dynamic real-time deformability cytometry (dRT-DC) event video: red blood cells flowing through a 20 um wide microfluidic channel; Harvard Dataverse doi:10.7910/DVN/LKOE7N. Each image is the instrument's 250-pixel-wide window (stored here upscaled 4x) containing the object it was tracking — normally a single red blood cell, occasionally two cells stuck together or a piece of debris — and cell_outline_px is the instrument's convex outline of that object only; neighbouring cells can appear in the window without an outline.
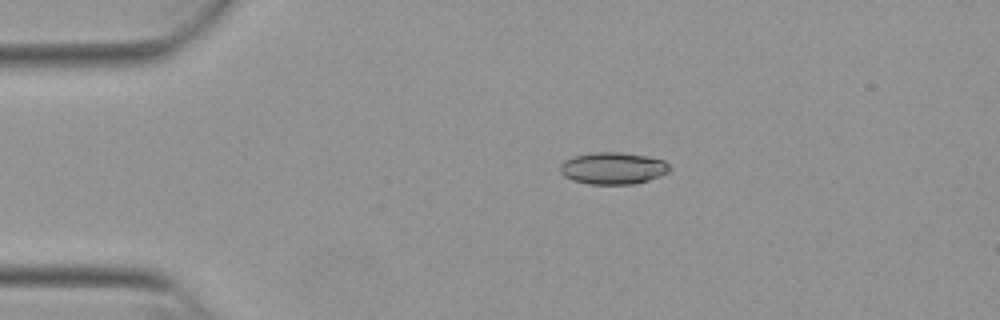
{"species": "Egyptian fruit bat (a non-hibernating species)", "species_latin": "Rousettus aegyptiacus", "temperature_condition": "warm", "stored_images_in_passage": 44, "camera_frame_rate_fps": 3000, "um_per_image_px": 0.085, "animal": {"sex": "female"}, "frame": {"image": 1, "passage_image": 2, "time_ms": 0.333, "image_size_px": [1000, 320], "cell_outline_px": [[672, 168], [668, 172], [648, 180], [632, 184], [588, 184], [572, 180], [564, 176], [560, 172], [560, 164], [564, 160], [572, 156], [596, 152], [620, 152], [644, 156], [664, 160]], "centroid_in_image_um": [52.07, 14.3], "position_along_channel_um": 32.9, "area_um2": 20.35}}
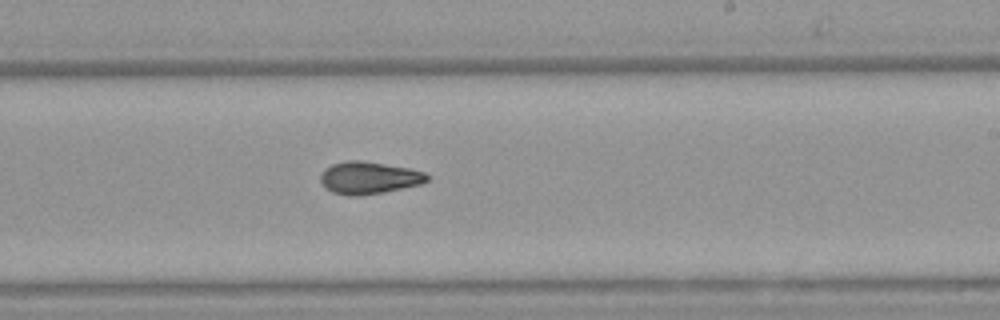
{"frame": {"image": 2, "passage_image": 23, "time_ms": 7.333, "image_size_px": [1000, 320], "cell_outline_px": [[428, 180], [420, 184], [384, 192], [360, 196], [348, 196], [332, 192], [324, 188], [320, 180], [320, 176], [324, 168], [332, 164], [348, 160], [360, 160], [408, 168], [424, 172], [428, 176]], "centroid_in_image_um": [31.3, 15.12], "position_along_channel_um": 257.7, "area_um2": 20.06}}
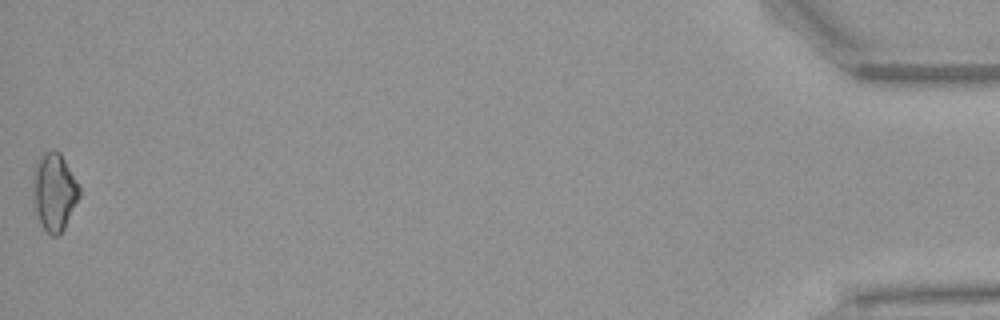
{"frame": {"image": 3, "passage_image": 44, "time_ms": 14.333, "image_size_px": [1000, 320], "cell_outline_px": [[80, 196], [64, 228], [56, 236], [52, 236], [44, 228], [40, 220], [36, 208], [32, 188], [32, 180], [36, 160], [44, 152], [52, 148], [56, 148], [60, 152], [80, 188]], "centroid_in_image_um": [4.6, 16.24], "position_along_channel_um": 430.6, "area_um2": 20.75}, "authors_computed_cell_mechanics": {"area_um2": 19.7098, "velocity_mm_per_s": 3.8793, "shape_relaxation_time_tau1_ms": null, "shape_relaxation_time_tau2_ms": 4.8263, "deformation_change_tau1": null, "deformation_change_tau2": 0.1296}}